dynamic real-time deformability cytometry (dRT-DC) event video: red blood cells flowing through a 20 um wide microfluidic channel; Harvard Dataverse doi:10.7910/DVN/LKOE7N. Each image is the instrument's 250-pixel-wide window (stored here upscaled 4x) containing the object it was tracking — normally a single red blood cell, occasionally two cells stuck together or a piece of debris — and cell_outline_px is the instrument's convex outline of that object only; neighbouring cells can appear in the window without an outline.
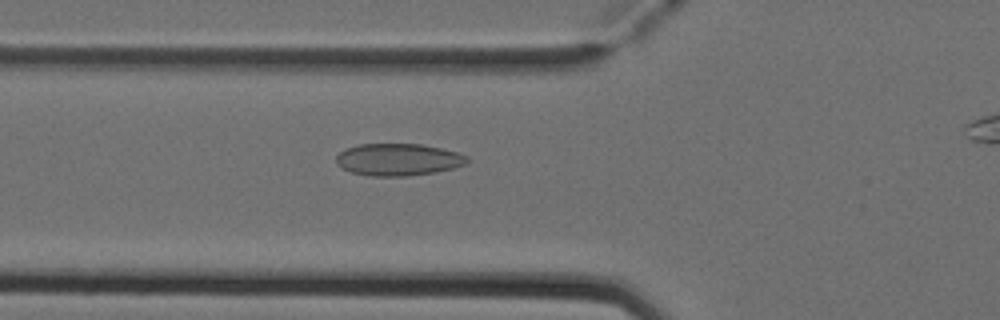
{"species": "Egyptian fruit bat (a non-hibernating species)", "species_latin": "Rousettus aegyptiacus", "temperature_condition": "cold", "stored_images_in_passage": 5, "camera_frame_rate_fps": 3000, "um_per_image_px": 0.085, "animal": {"sex": "female"}, "frame": {"image": 1, "passage_image": 4, "time_ms": 1.0, "image_size_px": [1000, 320], "cell_outline_px": [[468, 164], [436, 172], [408, 176], [372, 176], [352, 172], [340, 168], [336, 164], [336, 156], [340, 152], [356, 144], [420, 144], [440, 148], [456, 152], [468, 156]], "centroid_in_image_um": [33.84, 13.57], "position_along_channel_um": 92.0, "area_um2": 24.57}}